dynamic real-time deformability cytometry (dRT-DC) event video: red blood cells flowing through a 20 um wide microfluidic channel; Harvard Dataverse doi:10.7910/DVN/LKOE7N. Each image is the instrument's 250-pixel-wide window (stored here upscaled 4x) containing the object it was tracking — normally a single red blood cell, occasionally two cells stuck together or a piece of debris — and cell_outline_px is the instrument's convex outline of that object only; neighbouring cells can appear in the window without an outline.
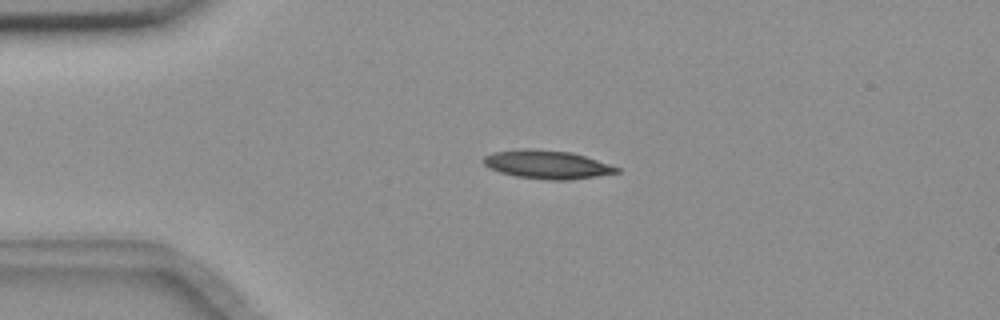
{"species": "common noctule bat (a hibernating species)", "species_latin": "Nyctalus noctula", "temperature_condition": "room temperature", "stored_images_in_passage": 5, "camera_frame_rate_fps": 3000, "um_per_image_px": 0.085, "animal": {"sex": "female", "body_mass_g": 18.4}, "frame": {"image": 1, "passage_image": 3, "time_ms": 0.667, "image_size_px": [1000, 320], "cell_outline_px": [[620, 172], [596, 176], [568, 180], [548, 180], [516, 176], [500, 172], [488, 168], [480, 160], [484, 156], [492, 152], [524, 148], [528, 148], [572, 152], [620, 168]], "centroid_in_image_um": [46.44, 13.98], "position_along_channel_um": 38.6, "area_um2": 22.08}}